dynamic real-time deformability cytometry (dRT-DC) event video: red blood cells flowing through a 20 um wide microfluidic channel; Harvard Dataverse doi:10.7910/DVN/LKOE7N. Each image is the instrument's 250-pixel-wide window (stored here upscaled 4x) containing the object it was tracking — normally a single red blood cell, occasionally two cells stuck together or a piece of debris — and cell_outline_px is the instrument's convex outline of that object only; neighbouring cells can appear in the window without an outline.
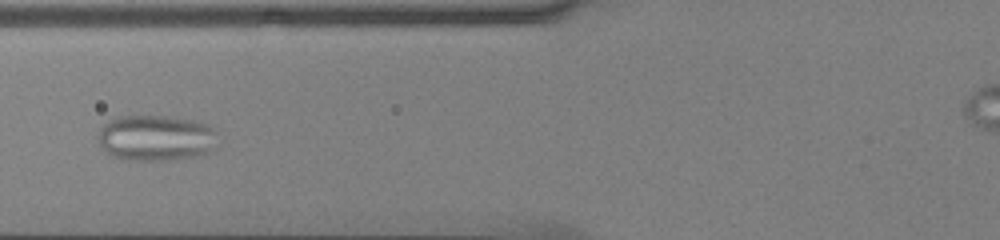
{"species": "common noctule bat (a hibernating species)", "species_latin": "Nyctalus noctula", "temperature_condition": "cold", "stored_images_in_passage": 42, "camera_frame_rate_fps": 3000, "um_per_image_px": 0.085, "animal": {"sex": "male", "body_mass_g": 13.0, "forearm_length_mm": 53.1}, "frame": {"image": 1, "passage_image": 11, "time_ms": 3.333, "image_size_px": [1000, 240], "cell_outline_px": [[216, 148], [212, 152], [204, 156], [176, 160], [120, 160], [108, 156], [100, 144], [100, 128], [108, 120], [116, 116], [168, 116], [196, 120], [208, 124], [216, 128]], "centroid_in_image_um": [13.32, 11.74], "position_along_channel_um": 112.5, "area_um2": 33.0}}
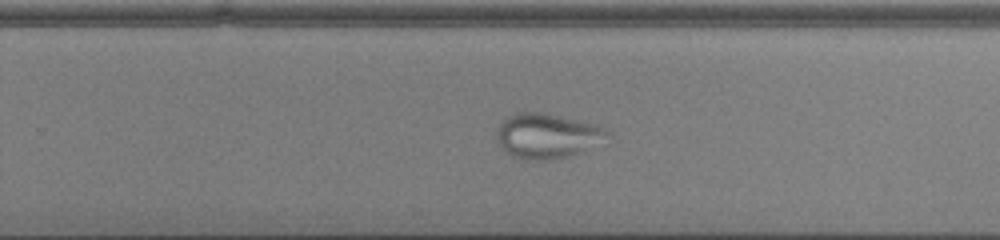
{"frame": {"image": 2, "passage_image": 24, "time_ms": 7.667, "image_size_px": [1000, 240], "cell_outline_px": [[612, 132], [580, 152], [568, 156], [548, 160], [524, 160], [508, 152], [496, 140], [496, 128], [508, 116], [516, 112], [540, 112], [596, 124]], "centroid_in_image_um": [46.44, 11.53], "position_along_channel_um": 283.4, "area_um2": 28.32}}
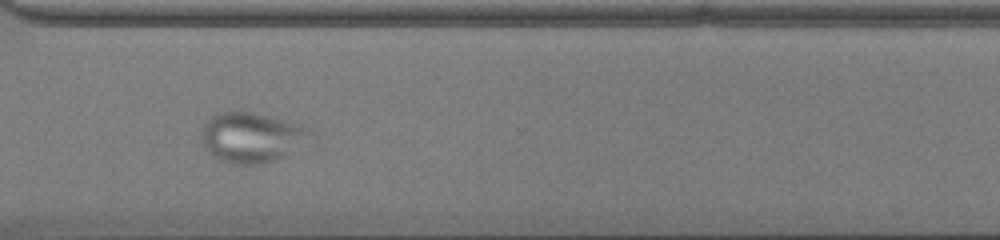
{"frame": {"image": 3, "passage_image": 29, "time_ms": 9.333, "image_size_px": [1000, 240], "cell_outline_px": [[316, 136], [284, 156], [276, 160], [256, 164], [232, 164], [220, 160], [212, 156], [204, 148], [200, 136], [200, 132], [208, 120], [216, 112], [252, 112], [296, 124], [312, 132]], "centroid_in_image_um": [21.34, 11.7], "position_along_channel_um": 349.3, "area_um2": 31.5}}